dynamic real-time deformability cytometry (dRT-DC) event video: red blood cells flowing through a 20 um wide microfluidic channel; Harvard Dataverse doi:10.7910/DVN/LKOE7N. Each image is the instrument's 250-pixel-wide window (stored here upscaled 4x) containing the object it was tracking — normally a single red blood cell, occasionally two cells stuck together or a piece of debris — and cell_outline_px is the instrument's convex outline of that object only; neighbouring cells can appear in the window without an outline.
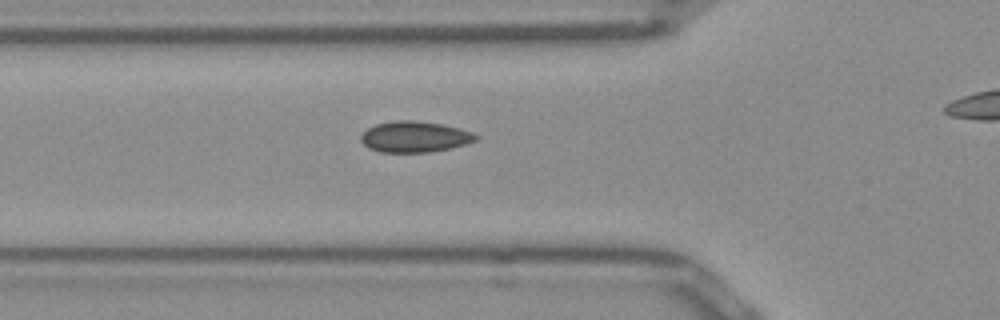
{"species": "Egyptian fruit bat (a non-hibernating species)", "species_latin": "Rousettus aegyptiacus", "temperature_condition": "room temperature", "stored_images_in_passage": 28, "camera_frame_rate_fps": 3000, "um_per_image_px": 0.085, "frame": {"image": 1, "passage_image": 2, "time_ms": 0.333, "image_size_px": [1000, 320], "cell_outline_px": [[480, 136], [476, 140], [464, 144], [448, 148], [428, 152], [380, 152], [368, 148], [360, 140], [360, 136], [368, 128], [376, 124], [396, 120], [412, 120], [444, 124], [460, 128], [472, 132]], "centroid_in_image_um": [35.24, 11.62], "position_along_channel_um": 90.6, "area_um2": 20.69}}
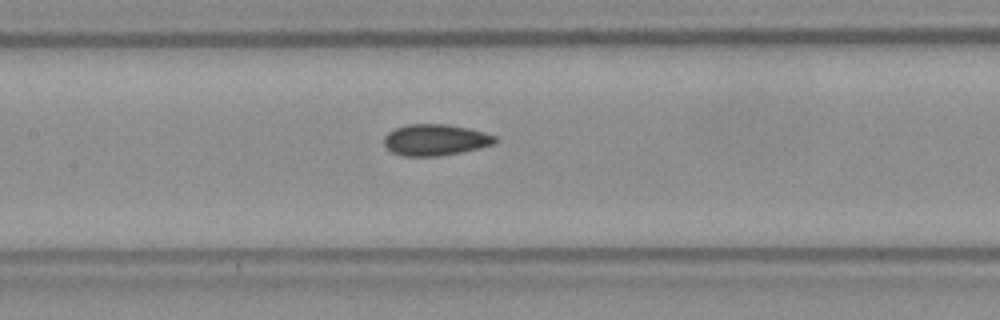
{"frame": {"image": 2, "passage_image": 8, "time_ms": 2.333, "image_size_px": [1000, 320], "cell_outline_px": [[496, 140], [492, 144], [460, 152], [436, 156], [404, 156], [392, 152], [384, 144], [384, 136], [388, 132], [396, 128], [408, 124], [444, 124], [468, 128], [484, 132], [496, 136]], "centroid_in_image_um": [36.96, 11.88], "position_along_channel_um": 170.4, "area_um2": 19.94}}
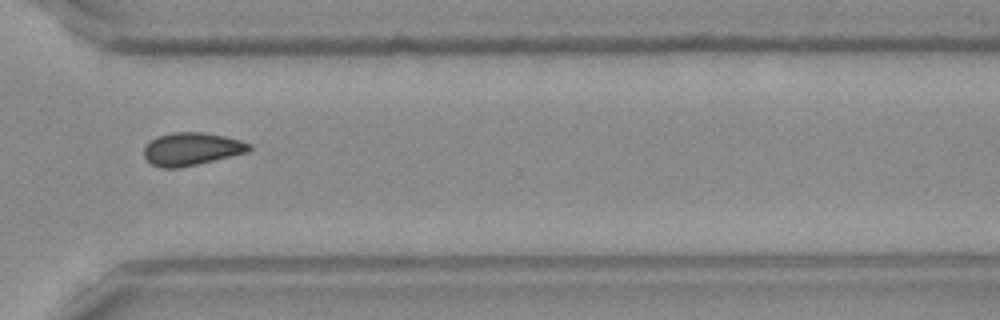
{"frame": {"image": 3, "passage_image": 22, "time_ms": 7.0, "image_size_px": [1000, 320], "cell_outline_px": [[252, 148], [248, 152], [180, 168], [160, 168], [152, 164], [144, 156], [144, 148], [156, 136], [172, 132], [200, 132], [224, 136], [240, 140], [252, 144]], "centroid_in_image_um": [16.29, 12.66], "position_along_channel_um": 354.3, "area_um2": 20.06}}